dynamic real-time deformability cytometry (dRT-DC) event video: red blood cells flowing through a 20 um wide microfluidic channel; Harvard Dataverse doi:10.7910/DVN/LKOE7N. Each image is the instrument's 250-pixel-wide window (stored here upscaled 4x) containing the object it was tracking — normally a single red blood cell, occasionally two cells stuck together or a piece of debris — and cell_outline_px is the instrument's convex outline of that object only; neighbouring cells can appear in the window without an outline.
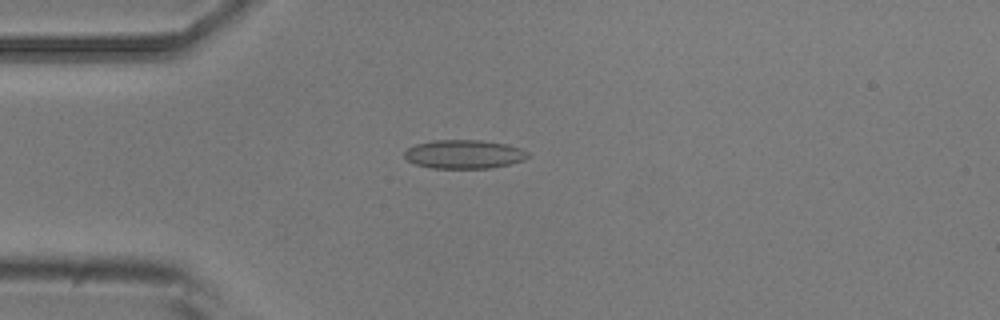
{"species": "common noctule bat (a hibernating species)", "species_latin": "Nyctalus noctula", "temperature_condition": "room temperature", "stored_images_in_passage": 54, "camera_frame_rate_fps": 3000, "um_per_image_px": 0.085, "animal": {"sex": "male", "body_mass_g": 20.5, "forearm_length_mm": 52.5}, "frame": {"image": 1, "passage_image": 14, "time_ms": 4.333, "image_size_px": [1000, 320], "cell_outline_px": [[528, 156], [524, 160], [492, 168], [432, 168], [416, 164], [408, 160], [404, 156], [404, 152], [408, 148], [416, 144], [432, 140], [480, 140], [508, 144], [520, 148], [528, 152]], "centroid_in_image_um": [39.44, 13.1], "position_along_channel_um": 45.6, "area_um2": 20.63}}
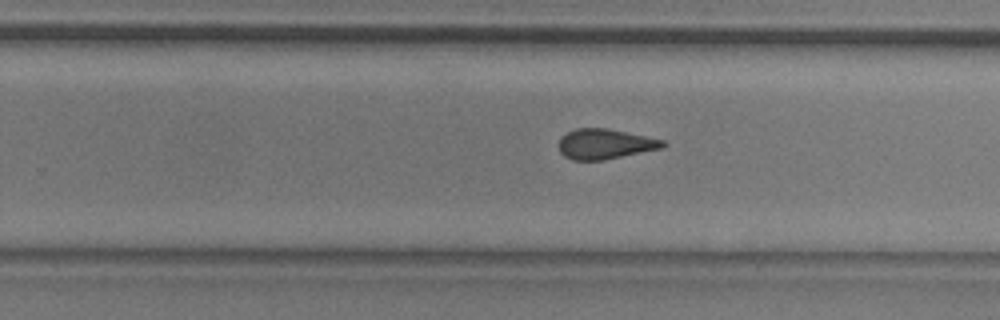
{"frame": {"image": 2, "passage_image": 34, "time_ms": 11.0, "image_size_px": [1000, 320], "cell_outline_px": [[668, 144], [664, 148], [604, 160], [572, 160], [564, 156], [560, 152], [560, 136], [576, 128], [608, 128], [664, 140]], "centroid_in_image_um": [51.45, 12.24], "position_along_channel_um": 278.3, "area_um2": 18.38}}
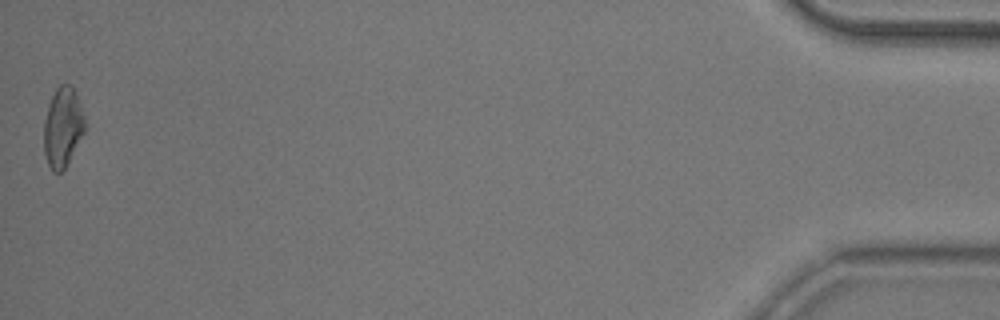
{"frame": {"image": 3, "passage_image": 54, "time_ms": 17.667, "image_size_px": [1000, 320], "cell_outline_px": [[84, 132], [64, 168], [60, 172], [52, 172], [48, 164], [44, 152], [44, 120], [48, 104], [56, 88], [60, 84], [72, 84], [76, 92], [84, 116]], "centroid_in_image_um": [5.31, 10.77], "position_along_channel_um": 429.9, "area_um2": 18.84}, "authors_computed_cell_mechanics": {"area_um2": 19.1029, "velocity_mm_per_s": 3.7252, "shape_relaxation_time_tau1_ms": null, "shape_relaxation_time_tau2_ms": 2.2197, "deformation_change_tau1": null, "deformation_change_tau2": 0.0918}}